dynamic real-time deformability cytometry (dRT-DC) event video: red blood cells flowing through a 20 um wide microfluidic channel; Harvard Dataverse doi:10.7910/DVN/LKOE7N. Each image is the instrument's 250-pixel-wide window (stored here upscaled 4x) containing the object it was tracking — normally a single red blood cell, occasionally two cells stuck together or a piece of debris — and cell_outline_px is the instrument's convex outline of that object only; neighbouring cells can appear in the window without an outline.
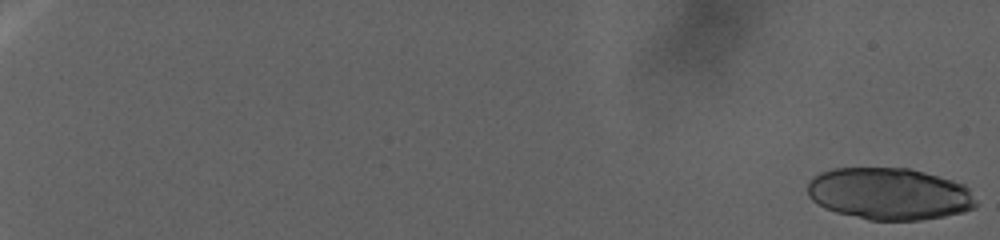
{"species": "human", "species_latin": "Homo sapiens", "temperature_condition": "warm", "stored_images_in_passage": 26, "camera_frame_rate_fps": 3000, "um_per_image_px": 0.085, "donor": {"sex": "female"}, "frame": {"image": 1, "passage_image": 1, "time_ms": 0.0, "image_size_px": [1000, 240], "cell_outline_px": [[976, 208], [964, 212], [944, 216], [920, 220], [868, 220], [836, 212], [824, 208], [816, 204], [808, 196], [808, 184], [812, 176], [820, 172], [832, 168], [908, 168], [924, 172], [952, 180], [964, 184], [968, 188], [976, 200]], "centroid_in_image_um": [75.57, 16.47], "position_along_channel_um": 9.4, "area_um2": 51.33}}
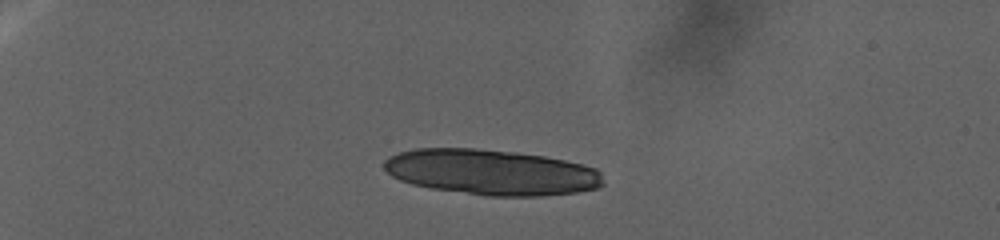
{"frame": {"image": 2, "passage_image": 18, "time_ms": 15.0, "image_size_px": [1000, 240], "cell_outline_px": [[604, 184], [596, 188], [576, 192], [540, 196], [484, 196], [432, 188], [412, 184], [400, 180], [392, 176], [384, 168], [384, 160], [388, 156], [400, 152], [416, 148], [472, 148], [516, 152], [544, 156], [584, 164], [596, 168], [600, 172]], "centroid_in_image_um": [41.76, 14.63], "position_along_channel_um": 43.2, "area_um2": 58.32}}